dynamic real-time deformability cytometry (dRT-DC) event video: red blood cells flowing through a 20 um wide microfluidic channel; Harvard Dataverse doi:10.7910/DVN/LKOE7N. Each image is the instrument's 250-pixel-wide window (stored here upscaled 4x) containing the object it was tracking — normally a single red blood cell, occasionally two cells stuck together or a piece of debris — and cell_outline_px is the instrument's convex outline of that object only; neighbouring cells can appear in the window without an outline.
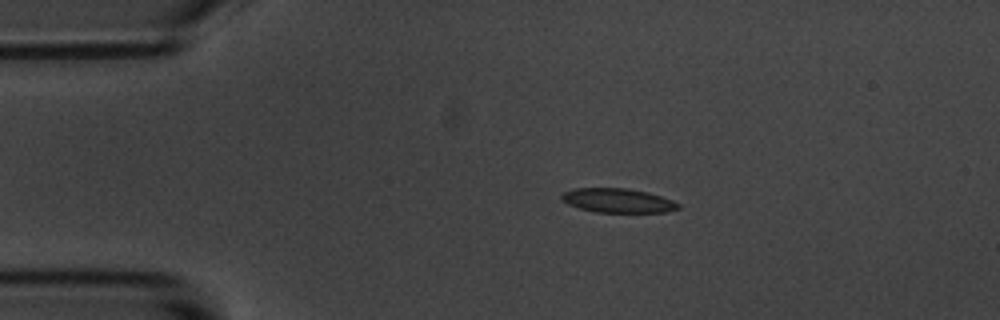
{"species": "common noctule bat (a hibernating species)", "species_latin": "Nyctalus noctula", "temperature_condition": "room temperature", "stored_images_in_passage": 3, "camera_frame_rate_fps": 3000, "um_per_image_px": 0.085, "animal": {"sex": "male", "body_mass_g": 20.1, "forearm_length_mm": 53.5}, "frame": {"image": 1, "passage_image": 2, "time_ms": 1.0, "image_size_px": [1000, 320], "cell_outline_px": [[680, 208], [664, 212], [596, 212], [580, 208], [568, 204], [560, 200], [560, 196], [564, 192], [572, 188], [628, 188], [648, 192], [672, 200], [680, 204]], "centroid_in_image_um": [52.49, 17.04], "position_along_channel_um": 32.5, "area_um2": 16.47}}